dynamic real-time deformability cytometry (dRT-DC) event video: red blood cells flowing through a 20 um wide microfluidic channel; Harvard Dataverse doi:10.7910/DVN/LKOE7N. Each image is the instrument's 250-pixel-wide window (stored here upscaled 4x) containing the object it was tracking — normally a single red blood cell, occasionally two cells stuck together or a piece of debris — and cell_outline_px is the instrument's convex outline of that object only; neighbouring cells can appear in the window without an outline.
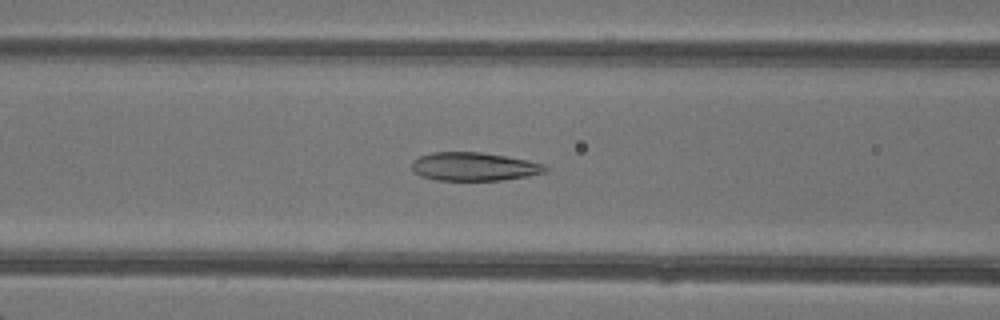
{"species": "common noctule bat (a hibernating species)", "species_latin": "Nyctalus noctula", "temperature_condition": "warm", "stored_images_in_passage": 44, "camera_frame_rate_fps": 3000, "um_per_image_px": 0.085, "animal": {"sex": "female"}, "frame": {"image": 1, "passage_image": 20, "time_ms": 6.333, "image_size_px": [1000, 320], "cell_outline_px": [[548, 172], [528, 176], [500, 180], [436, 180], [420, 176], [412, 168], [412, 160], [420, 156], [432, 152], [480, 152], [504, 156], [544, 164], [548, 168]], "centroid_in_image_um": [40.28, 14.16], "position_along_channel_um": 126.3, "area_um2": 21.96}}
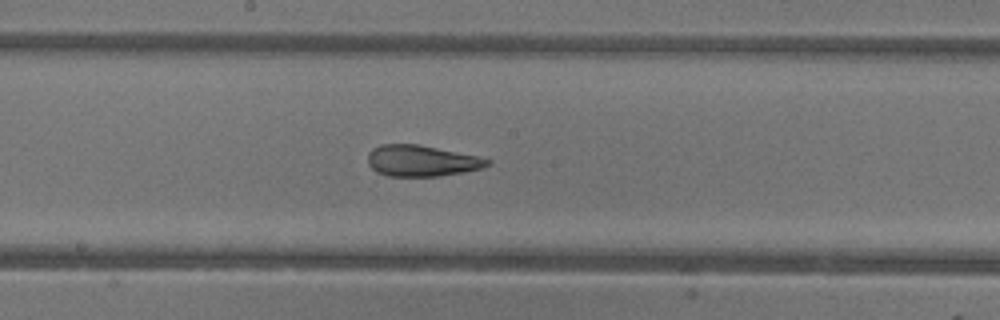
{"frame": {"image": 2, "passage_image": 26, "time_ms": 8.333, "image_size_px": [1000, 320], "cell_outline_px": [[492, 164], [480, 168], [464, 172], [440, 176], [388, 176], [376, 172], [368, 164], [368, 152], [372, 148], [380, 144], [420, 144], [476, 156], [492, 160]], "centroid_in_image_um": [35.81, 13.66], "position_along_channel_um": 212.4, "area_um2": 21.79}}
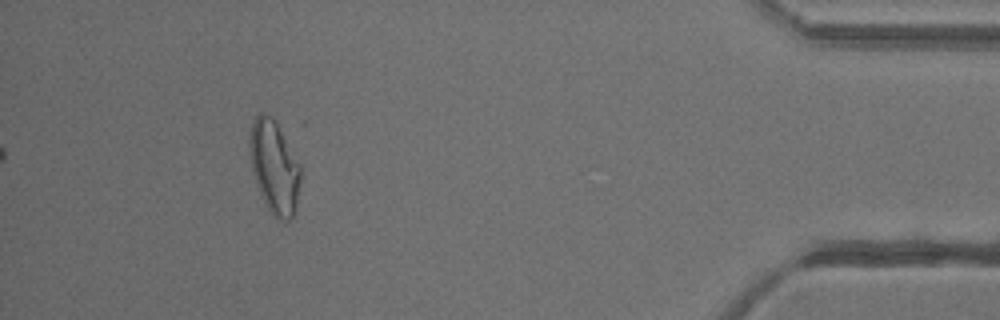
{"frame": {"image": 3, "passage_image": 44, "time_ms": 14.333, "image_size_px": [1000, 320], "cell_outline_px": [[300, 180], [296, 212], [284, 224], [276, 220], [272, 216], [264, 204], [256, 184], [252, 172], [248, 152], [248, 140], [252, 120], [260, 112], [264, 112], [276, 120], [300, 164]], "centroid_in_image_um": [23.29, 14.22], "position_along_channel_um": 411.9, "area_um2": 28.5}, "authors_computed_cell_mechanics": {"area_um2": 23.5535, "velocity_mm_per_s": 4.2959, "shape_relaxation_time_tau1_ms": null, "shape_relaxation_time_tau2_ms": 1.624, "deformation_change_tau1": null, "deformation_change_tau2": 0.088}}